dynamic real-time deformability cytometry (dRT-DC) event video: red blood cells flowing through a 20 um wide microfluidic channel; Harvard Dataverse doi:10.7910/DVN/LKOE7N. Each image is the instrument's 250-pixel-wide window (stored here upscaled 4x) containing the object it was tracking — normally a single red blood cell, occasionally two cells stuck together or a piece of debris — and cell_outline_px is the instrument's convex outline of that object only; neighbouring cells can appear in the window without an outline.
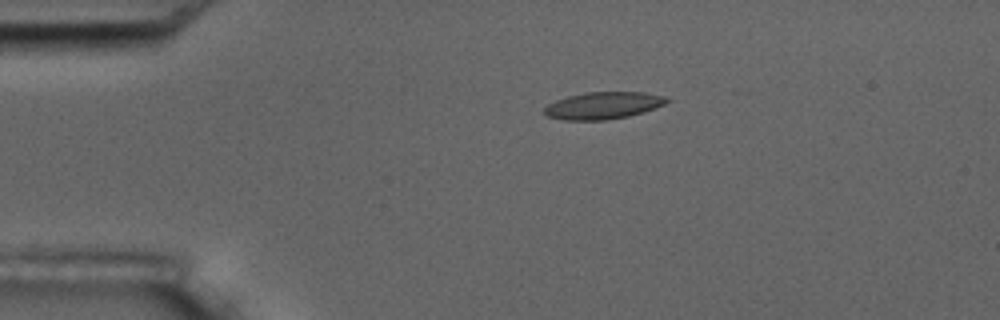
{"species": "common noctule bat (a hibernating species)", "species_latin": "Nyctalus noctula", "temperature_condition": "room temperature", "stored_images_in_passage": 3, "camera_frame_rate_fps": 3000, "um_per_image_px": 0.085, "animal": {"sex": "male", "body_mass_g": 17.5, "forearm_length_mm": 52.3}, "frame": {"image": 1, "passage_image": 1, "time_ms": 0.0, "image_size_px": [1000, 320], "cell_outline_px": [[672, 100], [664, 104], [628, 116], [604, 120], [564, 120], [548, 116], [544, 112], [544, 108], [548, 104], [556, 100], [568, 96], [584, 92], [644, 92], [664, 96]], "centroid_in_image_um": [51.25, 8.96], "position_along_channel_um": 33.8, "area_um2": 19.13}}